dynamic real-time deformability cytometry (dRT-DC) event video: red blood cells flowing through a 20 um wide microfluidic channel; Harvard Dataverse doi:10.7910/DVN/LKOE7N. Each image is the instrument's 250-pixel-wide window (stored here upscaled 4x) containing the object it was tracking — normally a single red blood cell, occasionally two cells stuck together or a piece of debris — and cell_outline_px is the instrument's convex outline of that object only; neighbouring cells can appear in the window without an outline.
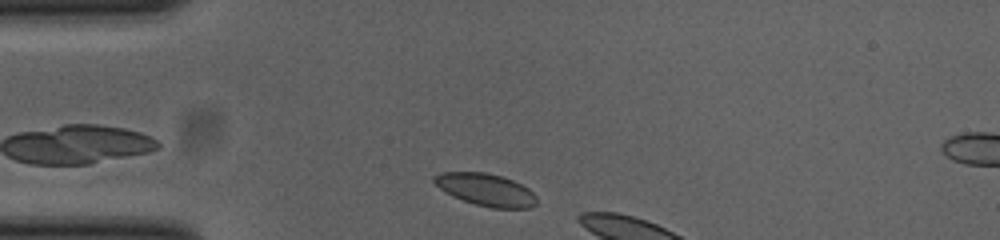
{"species": "common noctule bat (a hibernating species)", "species_latin": "Nyctalus noctula", "temperature_condition": "cold", "stored_images_in_passage": 4, "camera_frame_rate_fps": 3000, "um_per_image_px": 0.085, "animal": {"sex": "female", "body_mass_g": 23.0, "forearm_length_mm": 53.4}, "frame": {"image": 1, "passage_image": 1, "time_ms": 0.0, "image_size_px": [1000, 240], "cell_outline_px": [[536, 204], [528, 208], [492, 208], [476, 204], [452, 196], [440, 188], [432, 180], [432, 176], [440, 172], [484, 172], [500, 176], [512, 180], [528, 188], [536, 196]], "centroid_in_image_um": [41.27, 16.12], "position_along_channel_um": 43.7, "area_um2": 19.13}}